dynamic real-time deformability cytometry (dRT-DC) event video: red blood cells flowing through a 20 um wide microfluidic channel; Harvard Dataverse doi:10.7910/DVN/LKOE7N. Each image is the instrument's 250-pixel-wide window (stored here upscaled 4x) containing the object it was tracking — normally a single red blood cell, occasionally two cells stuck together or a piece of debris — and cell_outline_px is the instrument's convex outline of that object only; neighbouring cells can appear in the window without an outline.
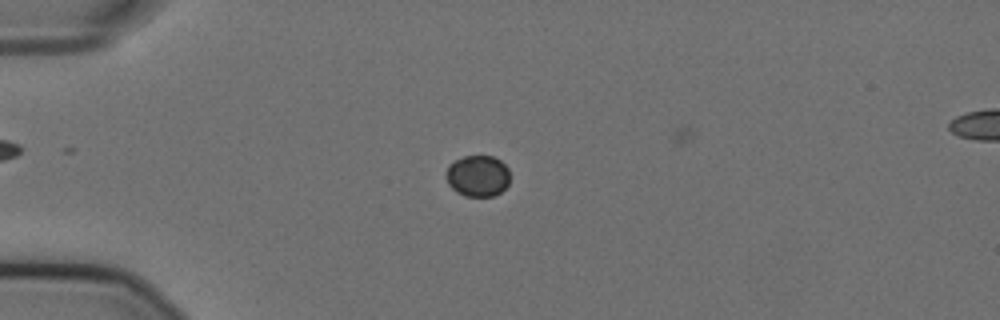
{"species": "Egyptian fruit bat (a non-hibernating species)", "species_latin": "Rousettus aegyptiacus", "temperature_condition": "cold", "stored_images_in_passage": 55, "camera_frame_rate_fps": 3000, "um_per_image_px": 0.085, "animal": {"sex": "female"}, "frame": {"image": 1, "passage_image": 13, "time_ms": 4.0, "image_size_px": [1000, 320], "cell_outline_px": [[508, 184], [500, 192], [492, 196], [464, 196], [456, 192], [448, 184], [444, 176], [448, 164], [464, 156], [492, 156], [500, 160], [508, 168]], "centroid_in_image_um": [40.56, 14.95], "position_along_channel_um": 44.4, "area_um2": 15.43}}
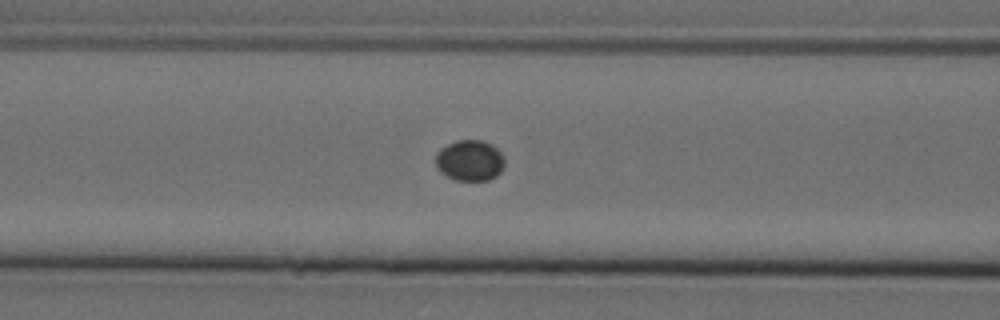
{"frame": {"image": 2, "passage_image": 22, "time_ms": 7.0, "image_size_px": [1000, 320], "cell_outline_px": [[504, 164], [500, 172], [496, 176], [488, 180], [456, 180], [440, 172], [436, 168], [436, 152], [440, 148], [456, 140], [480, 140], [492, 144], [500, 152], [504, 160]], "centroid_in_image_um": [39.91, 13.63], "position_along_channel_um": 126.7, "area_um2": 16.42}}
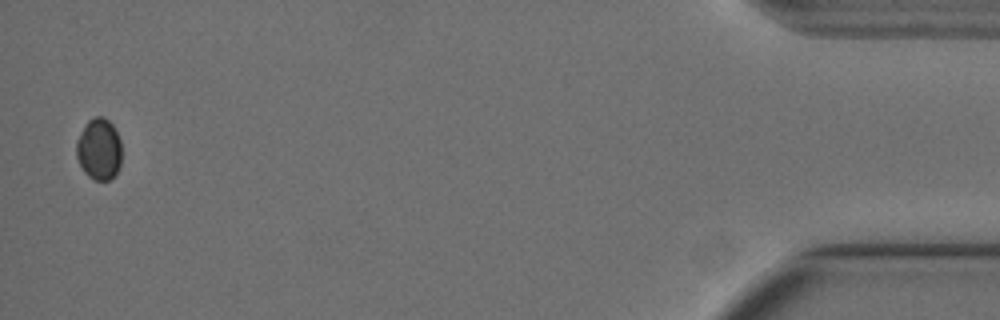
{"frame": {"image": 3, "passage_image": 54, "time_ms": 17.667, "image_size_px": [1000, 320], "cell_outline_px": [[120, 164], [116, 172], [108, 180], [96, 180], [88, 176], [84, 172], [76, 156], [76, 140], [84, 124], [88, 120], [96, 116], [104, 116], [112, 124], [120, 140]], "centroid_in_image_um": [8.38, 12.65], "position_along_channel_um": 426.8, "area_um2": 16.18}}